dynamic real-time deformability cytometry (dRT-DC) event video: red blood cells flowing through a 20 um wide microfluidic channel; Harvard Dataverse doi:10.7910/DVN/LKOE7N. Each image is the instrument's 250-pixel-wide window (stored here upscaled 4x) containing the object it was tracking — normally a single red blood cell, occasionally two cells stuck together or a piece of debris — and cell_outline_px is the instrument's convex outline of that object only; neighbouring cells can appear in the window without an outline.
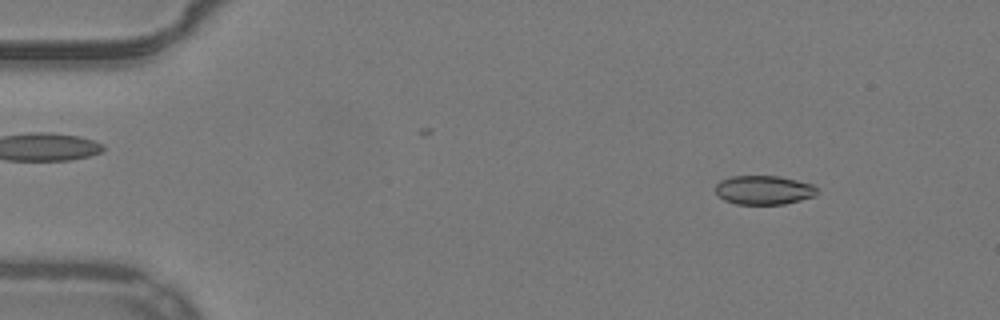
{"species": "common noctule bat (a hibernating species)", "species_latin": "Nyctalus noctula", "temperature_condition": "warm", "stored_images_in_passage": 53, "camera_frame_rate_fps": 3000, "um_per_image_px": 0.085, "animal": {"sex": "male", "body_mass_g": 19.2, "forearm_length_mm": 51.8}, "frame": {"image": 1, "passage_image": 7, "time_ms": 2.0, "image_size_px": [1000, 320], "cell_outline_px": [[816, 196], [784, 204], [736, 204], [724, 200], [716, 192], [716, 184], [720, 180], [732, 176], [780, 176], [812, 184], [816, 188]], "centroid_in_image_um": [64.92, 16.15], "position_along_channel_um": 20.1, "area_um2": 17.11}}
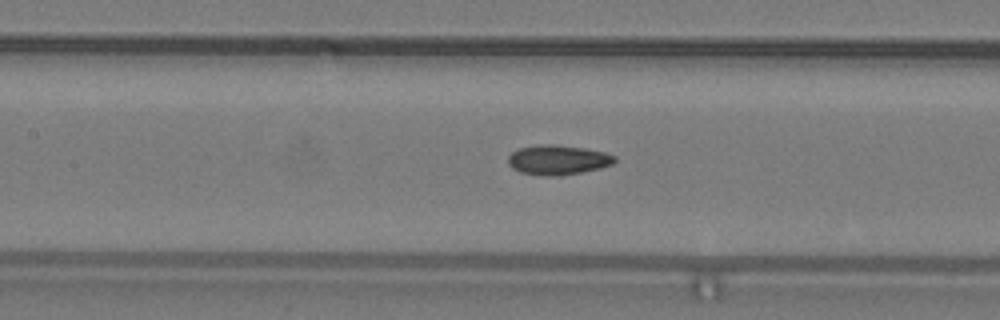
{"frame": {"image": 2, "passage_image": 25, "time_ms": 8.0, "image_size_px": [1000, 320], "cell_outline_px": [[616, 160], [612, 164], [600, 168], [560, 176], [544, 176], [520, 172], [512, 168], [508, 164], [508, 156], [512, 152], [520, 148], [544, 144], [556, 144], [584, 148], [604, 152], [616, 156]], "centroid_in_image_um": [47.41, 13.59], "position_along_channel_um": 160.0, "area_um2": 18.44}}
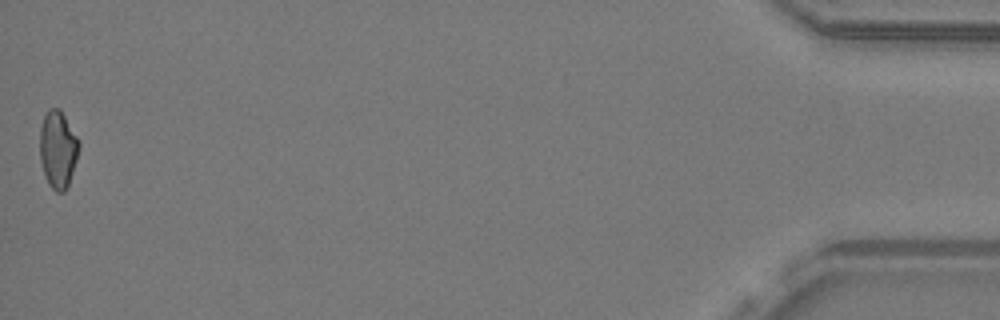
{"frame": {"image": 3, "passage_image": 53, "time_ms": 17.333, "image_size_px": [1000, 320], "cell_outline_px": [[80, 148], [68, 188], [64, 192], [56, 192], [48, 184], [40, 160], [40, 128], [44, 116], [48, 108], [60, 108], [80, 140]], "centroid_in_image_um": [4.94, 12.69], "position_along_channel_um": 430.3, "area_um2": 17.92}, "authors_computed_cell_mechanics": {"area_um2": 17.8602, "velocity_mm_per_s": 3.9399, "shape_relaxation_time_tau1_ms": null, "shape_relaxation_time_tau2_ms": 3.9113, "deformation_change_tau1": null, "deformation_change_tau2": 0.0911}}